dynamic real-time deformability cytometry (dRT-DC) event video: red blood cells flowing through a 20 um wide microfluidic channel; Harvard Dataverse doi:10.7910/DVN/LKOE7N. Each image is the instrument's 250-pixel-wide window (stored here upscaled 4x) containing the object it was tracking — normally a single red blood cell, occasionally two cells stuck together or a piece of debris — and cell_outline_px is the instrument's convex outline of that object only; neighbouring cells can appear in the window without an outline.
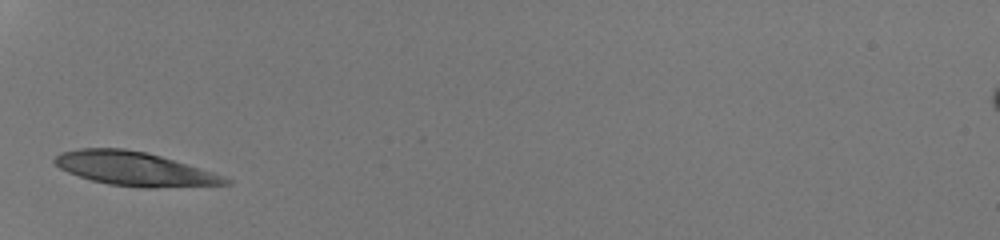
{"species": "human", "species_latin": "Homo sapiens", "temperature_condition": "room temperature", "stored_images_in_passage": 25, "camera_frame_rate_fps": 3000, "um_per_image_px": 0.085, "donor": {"sex": "male"}, "frame": {"image": 1, "passage_image": 1, "time_ms": 0.0, "image_size_px": [1000, 240], "cell_outline_px": [[232, 184], [156, 188], [144, 188], [108, 184], [92, 180], [68, 172], [60, 168], [52, 160], [60, 152], [80, 148], [124, 148], [148, 152], [200, 168], [224, 176], [232, 180]], "centroid_in_image_um": [11.44, 14.35], "position_along_channel_um": 73.6, "area_um2": 33.7}}
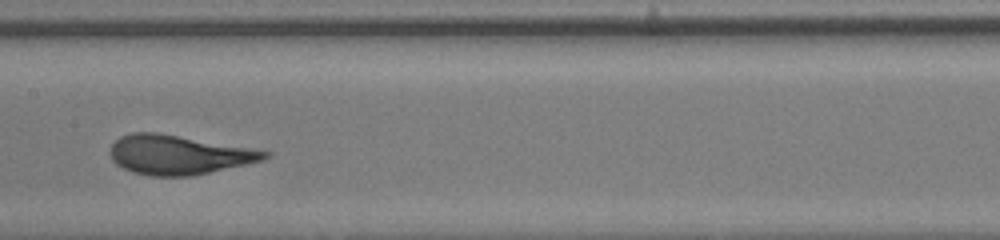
{"frame": {"image": 2, "passage_image": 10, "time_ms": 3.0, "image_size_px": [1000, 240], "cell_outline_px": [[272, 156], [264, 160], [192, 176], [148, 176], [132, 172], [116, 164], [112, 160], [112, 144], [120, 136], [132, 132], [156, 132], [252, 148], [272, 152]], "centroid_in_image_um": [15.21, 13.16], "position_along_channel_um": 192.2, "area_um2": 35.32}}
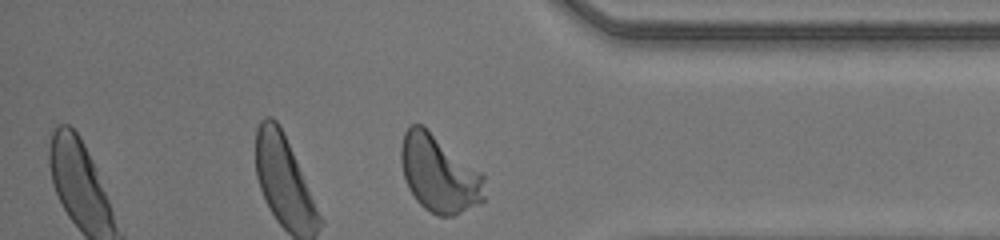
{"frame": {"image": 3, "passage_image": 25, "time_ms": 8.0, "image_size_px": [1000, 240], "cell_outline_px": [[484, 200], [480, 204], [452, 216], [440, 216], [424, 208], [416, 200], [408, 188], [404, 176], [400, 160], [400, 148], [404, 132], [412, 124], [424, 124], [484, 172]], "centroid_in_image_um": [37.34, 14.72], "position_along_channel_um": 397.9, "area_um2": 38.32}, "authors_computed_cell_mechanics": {"area_um2": 34.7956, "velocity_mm_per_s": 4.2424, "shape_relaxation_time_tau1_ms": 2.4692, "shape_relaxation_time_tau2_ms": null, "deformation_change_tau1": 0.168, "deformation_change_tau2": null}}